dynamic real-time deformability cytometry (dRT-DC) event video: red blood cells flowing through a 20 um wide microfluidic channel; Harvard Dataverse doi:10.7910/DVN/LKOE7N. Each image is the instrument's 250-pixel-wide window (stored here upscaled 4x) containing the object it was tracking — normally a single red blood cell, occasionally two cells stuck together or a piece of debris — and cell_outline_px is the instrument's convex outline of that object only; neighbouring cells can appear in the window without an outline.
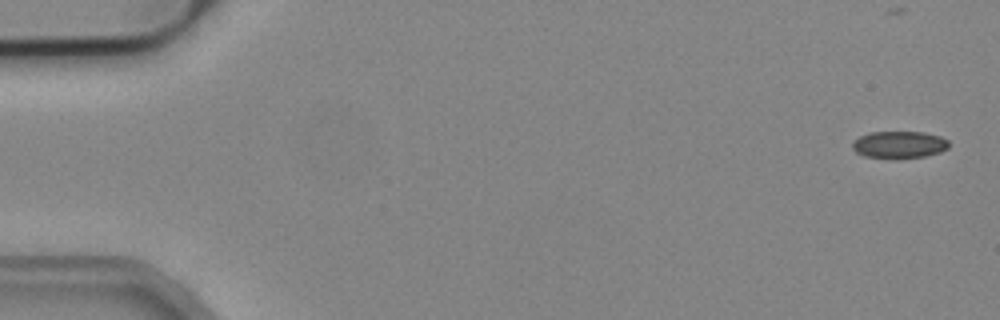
{"species": "common noctule bat (a hibernating species)", "species_latin": "Nyctalus noctula", "temperature_condition": "cold", "stored_images_in_passage": 8, "camera_frame_rate_fps": 3000, "um_per_image_px": 0.085, "animal": {"sex": "male", "body_mass_g": 19.2, "forearm_length_mm": 51.8}, "frame": {"image": 1, "passage_image": 1, "time_ms": 0.0, "image_size_px": [1000, 320], "cell_outline_px": [[948, 148], [940, 152], [924, 156], [896, 160], [864, 156], [856, 152], [852, 148], [852, 140], [868, 132], [924, 132], [940, 136], [948, 140]], "centroid_in_image_um": [76.4, 12.31], "position_along_channel_um": 8.6, "area_um2": 15.61}}